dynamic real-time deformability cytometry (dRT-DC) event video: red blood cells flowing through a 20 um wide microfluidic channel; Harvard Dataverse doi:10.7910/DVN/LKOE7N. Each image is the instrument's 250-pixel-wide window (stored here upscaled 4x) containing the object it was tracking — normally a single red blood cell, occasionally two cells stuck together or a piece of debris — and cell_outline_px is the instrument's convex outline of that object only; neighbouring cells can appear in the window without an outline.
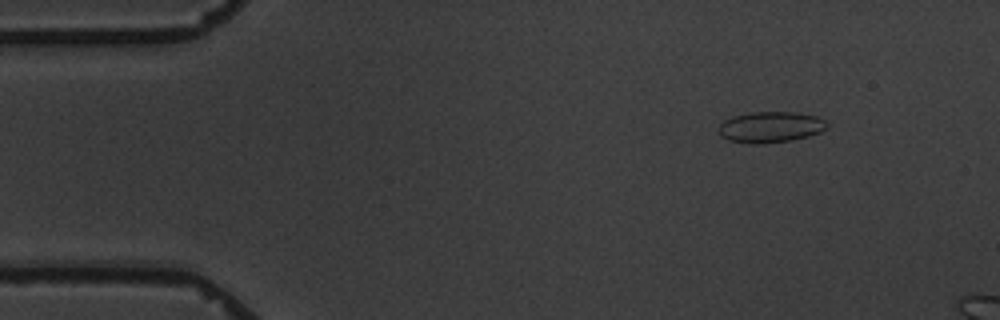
{"species": "common noctule bat (a hibernating species)", "species_latin": "Nyctalus noctula", "temperature_condition": "warm", "stored_images_in_passage": 3, "camera_frame_rate_fps": 3000, "um_per_image_px": 0.085, "animal": {"sex": "male", "body_mass_g": 19.5, "forearm_length_mm": 54.6}, "frame": {"image": 1, "passage_image": 1, "time_ms": 0.0, "image_size_px": [1000, 320], "cell_outline_px": [[828, 128], [820, 132], [808, 136], [792, 140], [764, 144], [752, 144], [728, 140], [720, 136], [716, 128], [724, 120], [732, 116], [752, 112], [796, 112], [816, 116], [824, 120], [828, 124]], "centroid_in_image_um": [65.46, 10.81], "position_along_channel_um": 19.5, "area_um2": 19.83}}